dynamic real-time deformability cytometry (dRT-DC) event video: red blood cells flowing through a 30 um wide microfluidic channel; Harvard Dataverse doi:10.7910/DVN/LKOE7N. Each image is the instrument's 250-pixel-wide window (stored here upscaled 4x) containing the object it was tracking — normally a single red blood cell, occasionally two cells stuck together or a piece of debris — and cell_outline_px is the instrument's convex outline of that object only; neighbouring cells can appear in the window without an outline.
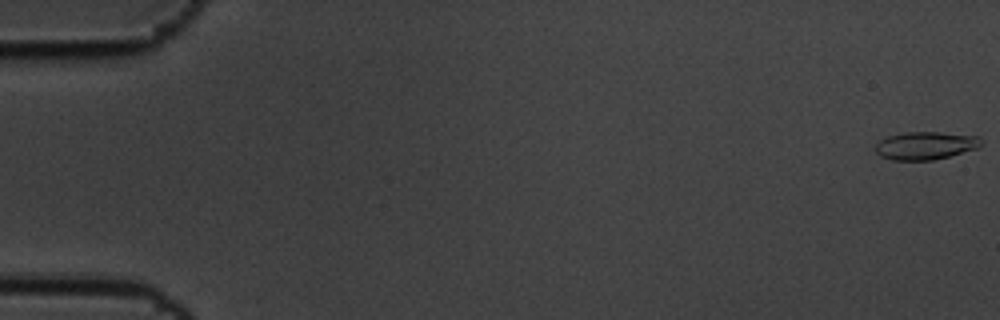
{"species": "common noctule bat (a hibernating species)", "species_latin": "Nyctalus noctula", "temperature_condition": "cold", "stored_images_in_passage": 59, "camera_frame_rate_fps": 3000, "um_per_image_px": 0.085, "animal": {"sex": "male", "body_mass_g": 19.5, "forearm_length_mm": 54.6}, "frame": {"image": 1, "passage_image": 1, "time_ms": 0.0, "image_size_px": [1000, 320], "cell_outline_px": [[984, 144], [980, 148], [932, 160], [892, 160], [880, 156], [876, 152], [876, 144], [880, 140], [888, 136], [904, 132], [940, 132], [980, 136], [984, 140]], "centroid_in_image_um": [78.73, 12.37], "position_along_channel_um": 6.3, "area_um2": 17.4}}
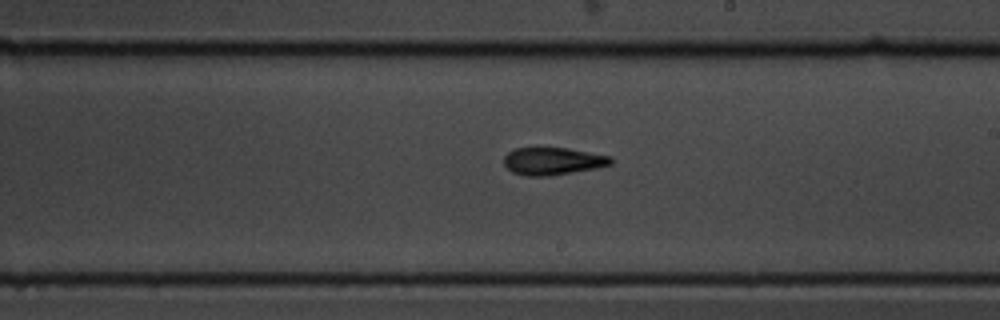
{"frame": {"image": 2, "passage_image": 35, "time_ms": 11.333, "image_size_px": [1000, 320], "cell_outline_px": [[612, 164], [596, 168], [552, 176], [524, 176], [512, 172], [504, 164], [504, 156], [508, 152], [516, 148], [568, 148], [612, 156]], "centroid_in_image_um": [46.99, 13.7], "position_along_channel_um": 242.0, "area_um2": 17.22}}
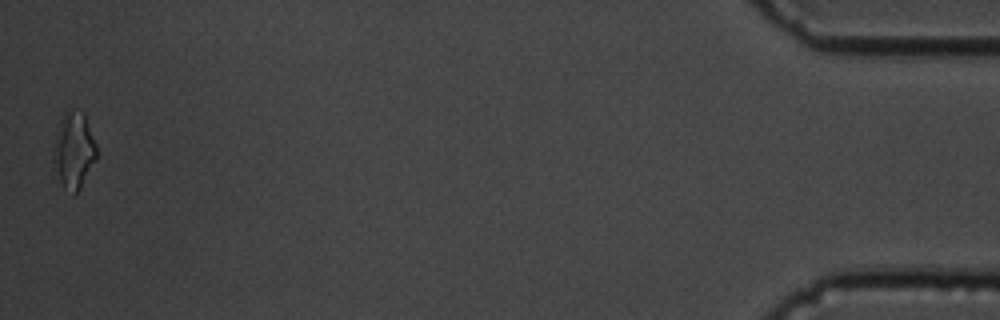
{"frame": {"image": 3, "passage_image": 59, "time_ms": 19.333, "image_size_px": [1000, 320], "cell_outline_px": [[96, 160], [80, 188], [72, 196], [64, 188], [52, 172], [52, 152], [56, 132], [60, 120], [64, 112], [84, 112], [96, 144]], "centroid_in_image_um": [6.23, 12.85], "position_along_channel_um": 429.0, "area_um2": 19.54}, "authors_computed_cell_mechanics": {"area_um2": 17.2244, "velocity_mm_per_s": 3.439, "shape_relaxation_time_tau1_ms": 4.3706, "shape_relaxation_time_tau2_ms": 3.8354, "deformation_change_tau1": 0.1273, "deformation_change_tau2": 0.1308}}